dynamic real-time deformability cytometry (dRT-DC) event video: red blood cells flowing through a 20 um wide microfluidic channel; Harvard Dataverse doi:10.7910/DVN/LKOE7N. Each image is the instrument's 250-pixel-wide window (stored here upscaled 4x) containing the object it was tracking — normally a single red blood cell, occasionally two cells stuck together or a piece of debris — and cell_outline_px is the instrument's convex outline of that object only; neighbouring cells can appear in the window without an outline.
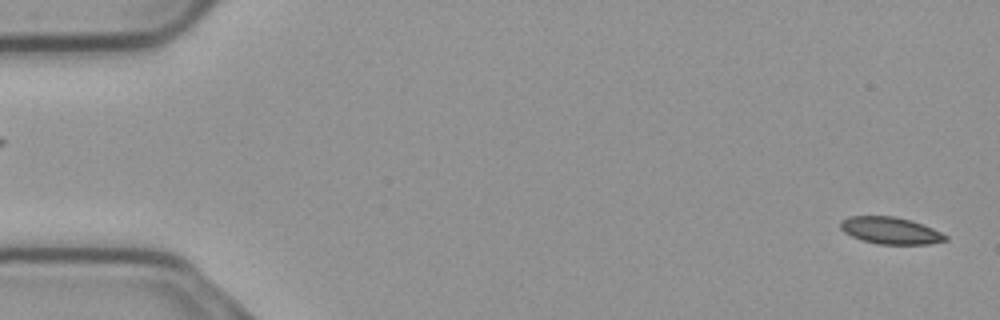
{"species": "common noctule bat (a hibernating species)", "species_latin": "Nyctalus noctula", "temperature_condition": "cold", "stored_images_in_passage": 56, "camera_frame_rate_fps": 3000, "um_per_image_px": 0.085, "animal": {"sex": "male", "body_mass_g": 23.1, "forearm_length_mm": 52.7}, "frame": {"image": 1, "passage_image": 1, "time_ms": 0.0, "image_size_px": [1000, 320], "cell_outline_px": [[948, 240], [928, 244], [876, 244], [860, 240], [844, 232], [840, 228], [840, 220], [848, 216], [892, 216], [912, 220], [932, 228], [948, 236]], "centroid_in_image_um": [75.66, 19.59], "position_along_channel_um": 9.3, "area_um2": 16.59}}
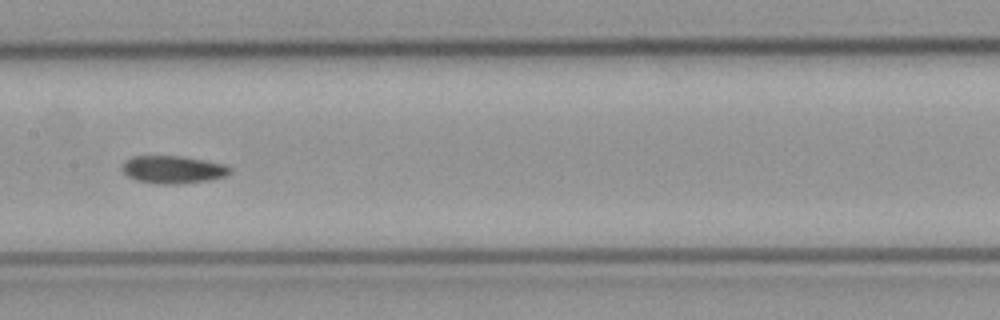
{"frame": {"image": 2, "passage_image": 27, "time_ms": 8.667, "image_size_px": [1000, 320], "cell_outline_px": [[232, 172], [224, 176], [212, 180], [180, 184], [156, 184], [136, 180], [128, 176], [120, 168], [124, 160], [132, 156], [180, 156], [204, 160], [224, 164], [232, 168]], "centroid_in_image_um": [14.69, 14.42], "position_along_channel_um": 192.7, "area_um2": 17.63}}
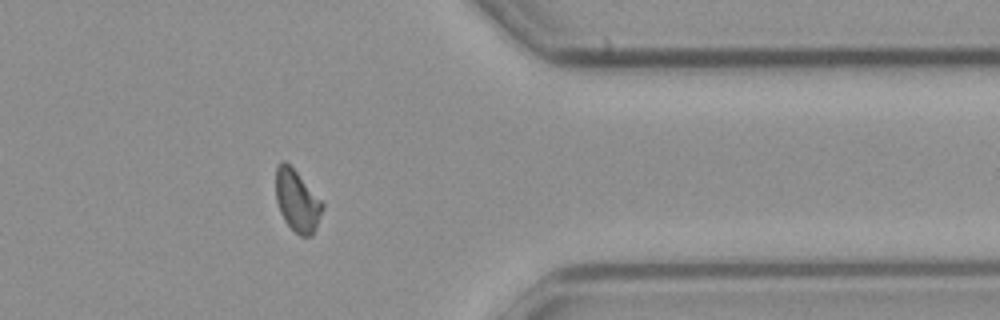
{"frame": {"image": 3, "passage_image": 44, "time_ms": 14.333, "image_size_px": [1000, 320], "cell_outline_px": [[324, 208], [316, 228], [312, 236], [300, 236], [284, 220], [280, 212], [276, 200], [276, 168], [280, 160], [284, 160], [296, 172], [324, 204]], "centroid_in_image_um": [25.25, 17.09], "position_along_channel_um": 386.2, "area_um2": 16.53}, "authors_computed_cell_mechanics": {"area_um2": 17.1666, "velocity_mm_per_s": 3.7041, "shape_relaxation_time_tau1_ms": 4.0114, "shape_relaxation_time_tau2_ms": 7.4943, "deformation_change_tau1": 0.0902, "deformation_change_tau2": 0.0971}}